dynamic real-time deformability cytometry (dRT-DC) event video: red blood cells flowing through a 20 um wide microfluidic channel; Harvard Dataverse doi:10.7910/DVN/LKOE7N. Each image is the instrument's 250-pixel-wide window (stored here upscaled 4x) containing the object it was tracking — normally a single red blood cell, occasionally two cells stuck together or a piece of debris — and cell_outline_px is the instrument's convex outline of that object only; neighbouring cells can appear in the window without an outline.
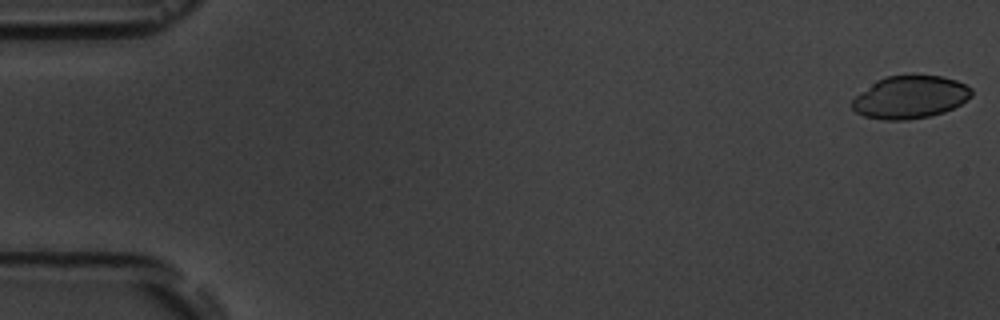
{"species": "common noctule bat (a hibernating species)", "species_latin": "Nyctalus noctula", "temperature_condition": "room temperature", "stored_images_in_passage": 8, "camera_frame_rate_fps": 3000, "um_per_image_px": 0.085, "animal": {"sex": "male", "body_mass_g": 19.5, "forearm_length_mm": 54.6}, "frame": {"image": 1, "passage_image": 1, "time_ms": 0.0, "image_size_px": [1000, 320], "cell_outline_px": [[972, 96], [960, 104], [944, 112], [928, 116], [908, 120], [884, 120], [864, 116], [856, 112], [852, 108], [852, 100], [856, 96], [876, 80], [888, 76], [940, 76], [956, 80], [972, 88]], "centroid_in_image_um": [77.36, 8.27], "position_along_channel_um": 7.6, "area_um2": 29.42}}